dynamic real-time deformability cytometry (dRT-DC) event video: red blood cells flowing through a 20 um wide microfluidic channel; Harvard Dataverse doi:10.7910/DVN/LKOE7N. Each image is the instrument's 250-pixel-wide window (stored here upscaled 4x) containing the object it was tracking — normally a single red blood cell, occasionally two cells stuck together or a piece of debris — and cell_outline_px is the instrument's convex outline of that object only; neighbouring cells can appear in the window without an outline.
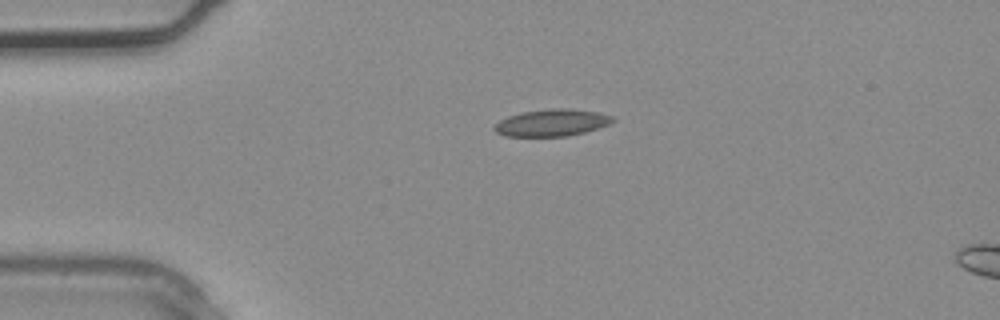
{"species": "common noctule bat (a hibernating species)", "species_latin": "Nyctalus noctula", "temperature_condition": "warm", "stored_images_in_passage": 3, "camera_frame_rate_fps": 3000, "um_per_image_px": 0.085, "animal": {"sex": "male", "body_mass_g": 20.4}, "frame": {"image": 1, "passage_image": 3, "time_ms": 0.667, "image_size_px": [1000, 320], "cell_outline_px": [[616, 120], [608, 124], [584, 132], [568, 136], [504, 136], [496, 132], [492, 128], [500, 120], [508, 116], [520, 112], [552, 108], [568, 108], [596, 112], [612, 116]], "centroid_in_image_um": [46.87, 10.43], "position_along_channel_um": 38.1, "area_um2": 18.5}}